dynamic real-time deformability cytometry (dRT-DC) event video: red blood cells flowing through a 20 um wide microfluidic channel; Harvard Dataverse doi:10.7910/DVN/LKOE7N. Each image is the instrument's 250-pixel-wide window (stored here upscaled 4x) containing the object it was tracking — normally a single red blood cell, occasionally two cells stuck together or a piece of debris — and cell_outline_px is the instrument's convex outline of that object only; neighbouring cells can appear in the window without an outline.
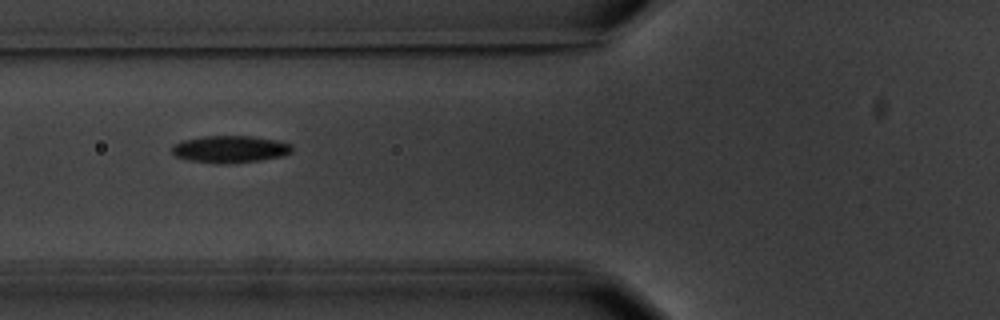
{"species": "common noctule bat (a hibernating species)", "species_latin": "Nyctalus noctula", "temperature_condition": "warm", "stored_images_in_passage": 6, "camera_frame_rate_fps": 3000, "um_per_image_px": 0.085, "animal": {"sex": "male", "body_mass_g": 20.1, "forearm_length_mm": 53.5}, "frame": {"image": 1, "passage_image": 3, "time_ms": 2.333, "image_size_px": [1000, 320], "cell_outline_px": [[292, 152], [284, 156], [260, 160], [228, 164], [216, 164], [188, 160], [176, 156], [172, 152], [172, 144], [184, 140], [204, 136], [252, 136], [276, 140], [292, 144]], "centroid_in_image_um": [19.56, 12.69], "position_along_channel_um": 106.2, "area_um2": 19.13}}